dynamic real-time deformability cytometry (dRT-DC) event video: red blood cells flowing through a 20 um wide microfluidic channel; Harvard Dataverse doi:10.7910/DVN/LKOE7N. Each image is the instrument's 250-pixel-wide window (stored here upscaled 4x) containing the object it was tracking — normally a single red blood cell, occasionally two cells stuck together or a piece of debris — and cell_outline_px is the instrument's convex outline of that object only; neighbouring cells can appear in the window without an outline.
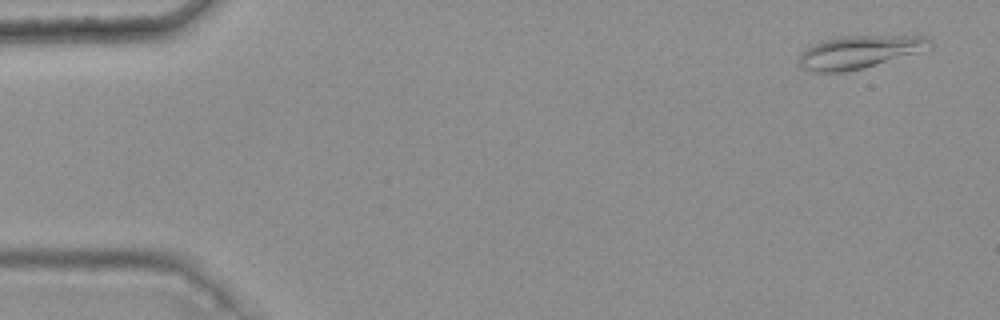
{"species": "common noctule bat (a hibernating species)", "species_latin": "Nyctalus noctula", "temperature_condition": "warm", "stored_images_in_passage": 6, "camera_frame_rate_fps": 3000, "um_per_image_px": 0.085, "animal": {"sex": "female", "body_mass_g": 25.1}, "frame": {"image": 1, "passage_image": 1, "time_ms": 0.0, "image_size_px": [1000, 320], "cell_outline_px": [[932, 44], [916, 52], [864, 68], [844, 72], [816, 72], [804, 68], [800, 64], [800, 52], [804, 48], [812, 44], [840, 36], [924, 36], [932, 40]], "centroid_in_image_um": [72.97, 4.41], "position_along_channel_um": 12.0, "area_um2": 24.51}}
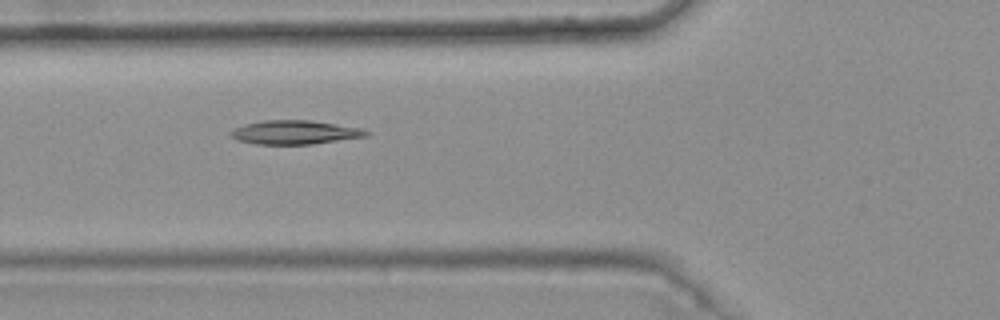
{"frame": {"image": 2, "passage_image": 6, "time_ms": 1.667, "image_size_px": [1000, 320], "cell_outline_px": [[372, 132], [368, 136], [312, 144], [256, 144], [236, 140], [228, 132], [244, 124], [264, 120], [312, 120], [364, 128]], "centroid_in_image_um": [25.11, 11.24], "position_along_channel_um": 100.7, "area_um2": 19.02}}